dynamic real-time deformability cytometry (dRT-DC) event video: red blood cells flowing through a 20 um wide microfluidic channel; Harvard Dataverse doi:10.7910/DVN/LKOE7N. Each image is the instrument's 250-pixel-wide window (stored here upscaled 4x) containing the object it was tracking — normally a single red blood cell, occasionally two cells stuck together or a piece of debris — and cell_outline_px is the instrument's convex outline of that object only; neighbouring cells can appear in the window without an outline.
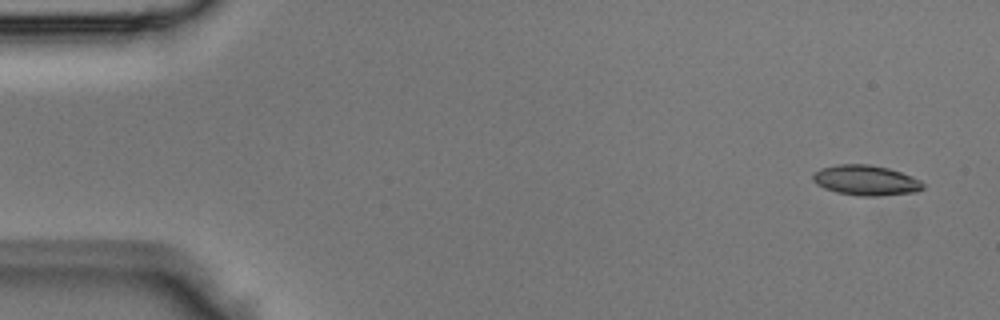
{"species": "Egyptian fruit bat (a non-hibernating species)", "species_latin": "Rousettus aegyptiacus", "temperature_condition": "room temperature", "stored_images_in_passage": 3, "camera_frame_rate_fps": 3000, "um_per_image_px": 0.085, "animal": {"sex": "male"}, "frame": {"image": 1, "passage_image": 1, "time_ms": 0.0, "image_size_px": [1000, 320], "cell_outline_px": [[924, 188], [916, 192], [880, 196], [860, 196], [836, 192], [824, 188], [816, 184], [812, 180], [812, 176], [820, 168], [840, 164], [868, 164], [888, 168], [912, 176], [920, 180], [924, 184]], "centroid_in_image_um": [73.6, 15.33], "position_along_channel_um": 11.4, "area_um2": 19.42}}
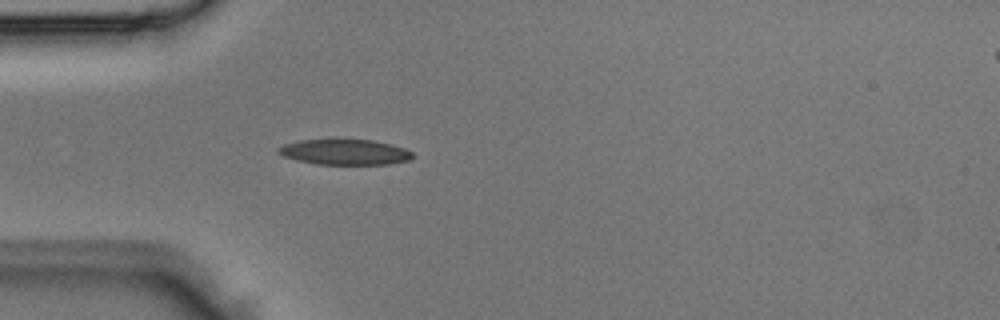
{"frame": {"image": 2, "passage_image": 3, "time_ms": 0.667, "image_size_px": [1000, 320], "cell_outline_px": [[412, 156], [408, 160], [388, 164], [316, 164], [296, 160], [284, 156], [276, 152], [276, 148], [284, 144], [300, 140], [372, 140], [392, 144], [404, 148], [412, 152]], "centroid_in_image_um": [29.27, 12.92], "position_along_channel_um": 55.7, "area_um2": 19.77}}